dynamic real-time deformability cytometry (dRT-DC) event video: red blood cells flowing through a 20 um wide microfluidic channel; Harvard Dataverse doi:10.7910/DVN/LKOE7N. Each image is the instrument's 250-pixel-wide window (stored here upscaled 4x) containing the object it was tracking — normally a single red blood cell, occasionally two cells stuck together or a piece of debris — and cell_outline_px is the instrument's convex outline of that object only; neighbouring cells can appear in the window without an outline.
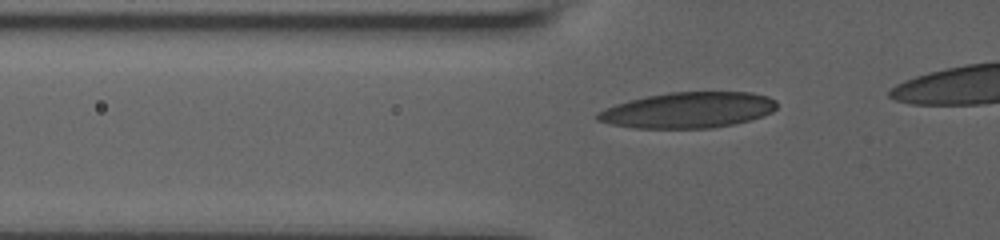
{"species": "human", "species_latin": "Homo sapiens", "temperature_condition": "room temperature", "stored_images_in_passage": 45, "camera_frame_rate_fps": 3000, "um_per_image_px": 0.085, "donor": {"sex": "male"}, "frame": {"image": 1, "passage_image": 15, "time_ms": 5.0, "image_size_px": [1000, 240], "cell_outline_px": [[776, 108], [772, 112], [748, 120], [732, 124], [712, 128], [632, 128], [608, 124], [596, 120], [592, 116], [596, 112], [604, 108], [628, 100], [668, 92], [752, 92], [768, 96], [776, 100]], "centroid_in_image_um": [58.42, 9.36], "position_along_channel_um": 67.4, "area_um2": 37.63}}
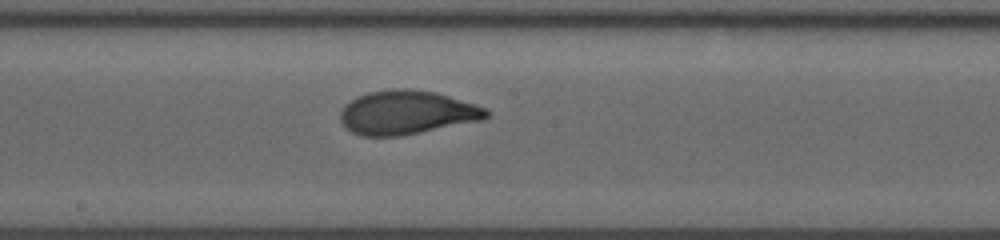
{"frame": {"image": 2, "passage_image": 26, "time_ms": 9.0, "image_size_px": [1000, 240], "cell_outline_px": [[492, 112], [484, 120], [400, 136], [364, 136], [352, 132], [340, 120], [340, 112], [344, 104], [356, 96], [368, 92], [392, 88], [408, 88], [436, 92], [476, 104]], "centroid_in_image_um": [34.59, 9.55], "position_along_channel_um": 213.6, "area_um2": 37.57}}
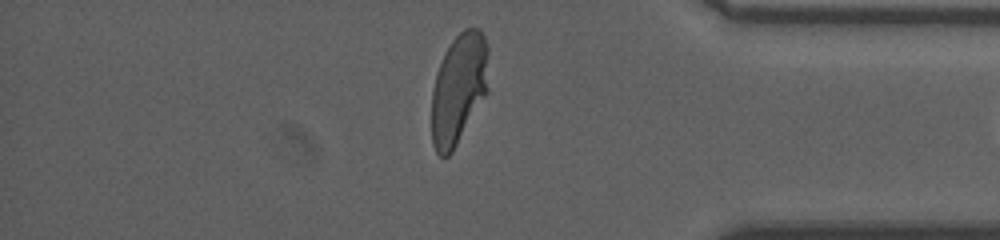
{"frame": {"image": 3, "passage_image": 43, "time_ms": 14.333, "image_size_px": [1000, 240], "cell_outline_px": [[488, 92], [452, 152], [448, 156], [440, 156], [436, 152], [432, 144], [432, 92], [436, 76], [444, 52], [452, 40], [464, 28], [480, 28], [484, 36], [488, 48]], "centroid_in_image_um": [39.01, 7.53], "position_along_channel_um": 396.2, "area_um2": 36.82}}